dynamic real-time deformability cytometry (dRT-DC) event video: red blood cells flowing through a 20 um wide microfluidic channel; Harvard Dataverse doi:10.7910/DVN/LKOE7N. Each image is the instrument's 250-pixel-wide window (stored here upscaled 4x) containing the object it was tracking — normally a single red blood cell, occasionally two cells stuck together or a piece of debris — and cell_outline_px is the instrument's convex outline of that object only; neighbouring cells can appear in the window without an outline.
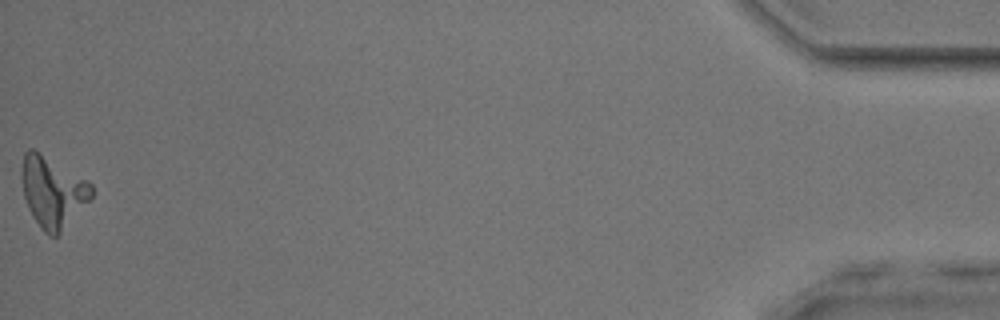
{"species": "common noctule bat (a hibernating species)", "species_latin": "Nyctalus noctula", "temperature_condition": "room temperature", "stored_images_in_passage": 50, "camera_frame_rate_fps": 3000, "um_per_image_px": 0.085, "animal": {"sex": "male", "body_mass_g": 17.9, "forearm_length_mm": 54.2}, "frame": {"image": 1, "passage_image": 50, "time_ms": 16.333, "image_size_px": [1000, 320], "cell_outline_px": [[92, 196], [60, 232], [56, 236], [48, 236], [40, 228], [32, 216], [28, 208], [24, 196], [20, 176], [20, 172], [24, 152], [28, 148], [32, 148], [92, 184]], "centroid_in_image_um": [4.41, 16.3], "position_along_channel_um": 430.8, "area_um2": 28.21}}